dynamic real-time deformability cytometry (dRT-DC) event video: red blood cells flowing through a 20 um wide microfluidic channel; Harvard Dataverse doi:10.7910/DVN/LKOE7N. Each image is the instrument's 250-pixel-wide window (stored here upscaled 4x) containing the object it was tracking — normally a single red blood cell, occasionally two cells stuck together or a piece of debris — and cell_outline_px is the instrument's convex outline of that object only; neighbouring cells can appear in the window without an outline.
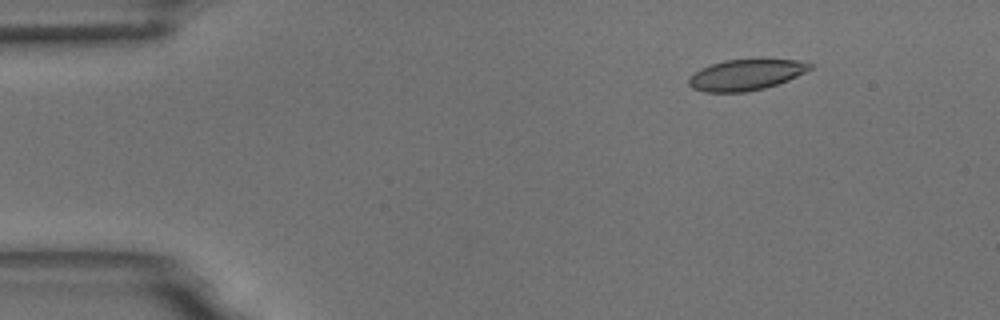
{"species": "common noctule bat (a hibernating species)", "species_latin": "Nyctalus noctula", "temperature_condition": "room temperature", "stored_images_in_passage": 49, "camera_frame_rate_fps": 3000, "um_per_image_px": 0.085, "animal": {"sex": "male", "body_mass_g": 18.8}, "frame": {"image": 1, "passage_image": 1, "time_ms": 0.0, "image_size_px": [1000, 320], "cell_outline_px": [[812, 68], [788, 80], [764, 88], [748, 92], [704, 92], [692, 88], [688, 84], [688, 80], [700, 68], [724, 60], [808, 60], [812, 64]], "centroid_in_image_um": [63.41, 6.36], "position_along_channel_um": 21.6, "area_um2": 21.62}}
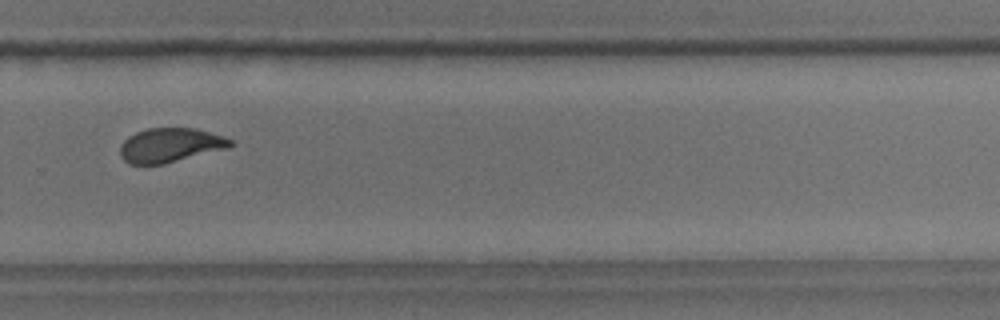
{"frame": {"image": 2, "passage_image": 32, "time_ms": 10.333, "image_size_px": [1000, 320], "cell_outline_px": [[236, 144], [228, 148], [164, 164], [128, 164], [120, 156], [120, 144], [128, 136], [136, 132], [148, 128], [196, 128], [224, 136], [232, 140]], "centroid_in_image_um": [14.48, 12.34], "position_along_channel_um": 315.3, "area_um2": 22.2}}
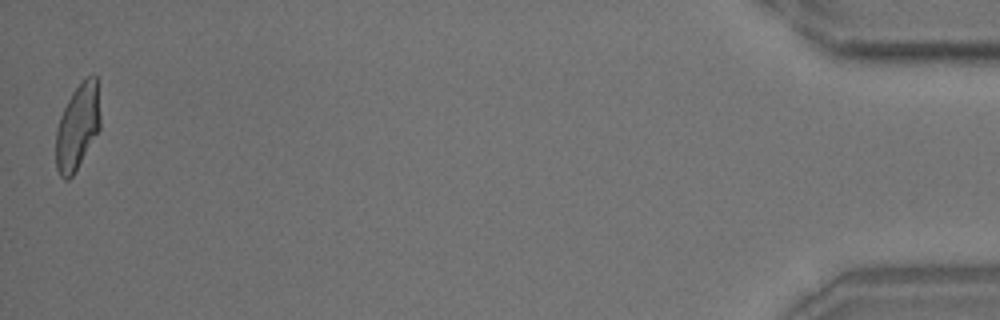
{"frame": {"image": 3, "passage_image": 49, "time_ms": 16.0, "image_size_px": [1000, 320], "cell_outline_px": [[100, 128], [72, 176], [68, 180], [64, 180], [60, 176], [56, 168], [56, 128], [60, 116], [72, 92], [88, 76], [96, 76], [100, 116]], "centroid_in_image_um": [6.57, 10.81], "position_along_channel_um": 428.6, "area_um2": 21.79}, "authors_computed_cell_mechanics": {"area_um2": 22.7732, "velocity_mm_per_s": 3.621, "shape_relaxation_time_tau1_ms": 4.7495, "shape_relaxation_time_tau2_ms": 1.2576, "deformation_change_tau1": 0.1611, "deformation_change_tau2": 0.0859}}